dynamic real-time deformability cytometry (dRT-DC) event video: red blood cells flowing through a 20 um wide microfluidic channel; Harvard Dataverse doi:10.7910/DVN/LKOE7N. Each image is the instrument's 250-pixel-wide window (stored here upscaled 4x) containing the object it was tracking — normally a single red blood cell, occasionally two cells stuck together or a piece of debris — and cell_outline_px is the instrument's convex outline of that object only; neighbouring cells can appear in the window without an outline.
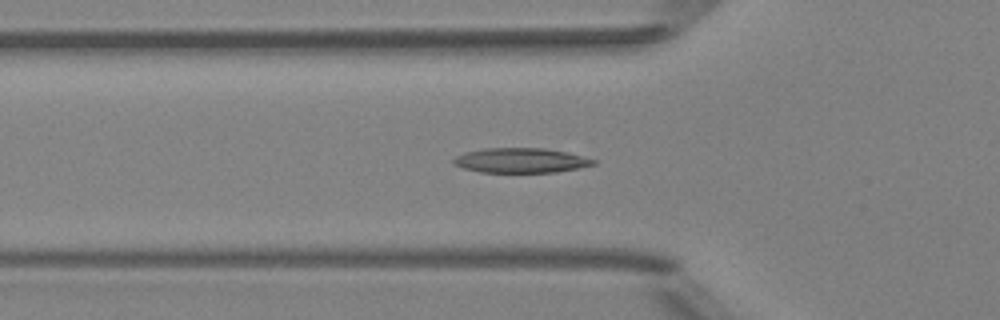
{"species": "Egyptian fruit bat (a non-hibernating species)", "species_latin": "Rousettus aegyptiacus", "temperature_condition": "room temperature", "stored_images_in_passage": 53, "segment_of_instrument_passage": [1, 2], "camera_frame_rate_fps": 3000, "um_per_image_px": 0.085, "animal": {"sex": "female"}, "frame": {"image": 1, "passage_image": 18, "time_ms": 5.667, "image_size_px": [1000, 320], "cell_outline_px": [[596, 164], [556, 172], [480, 172], [464, 168], [452, 164], [452, 160], [456, 156], [464, 152], [484, 148], [544, 148], [568, 152], [596, 160]], "centroid_in_image_um": [44.23, 13.63], "position_along_channel_um": 81.6, "area_um2": 20.17}}
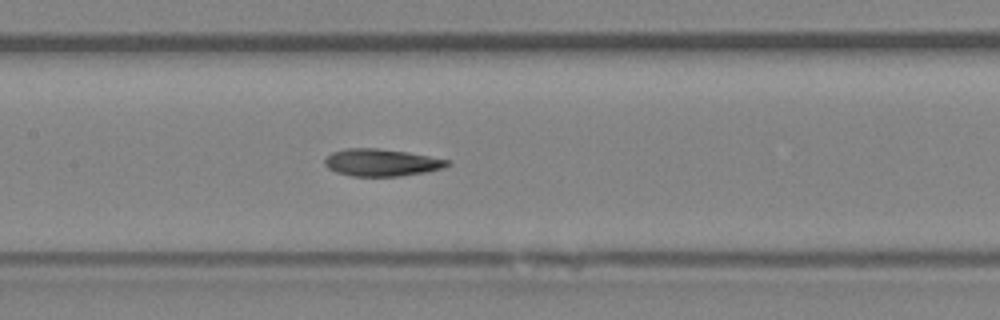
{"frame": {"image": 2, "passage_image": 25, "time_ms": 8.0, "image_size_px": [1000, 320], "cell_outline_px": [[452, 164], [444, 168], [424, 172], [400, 176], [352, 176], [336, 172], [328, 168], [324, 164], [324, 160], [332, 152], [344, 148], [376, 148], [408, 152], [448, 160]], "centroid_in_image_um": [32.41, 13.81], "position_along_channel_um": 175.0, "area_um2": 19.42}}
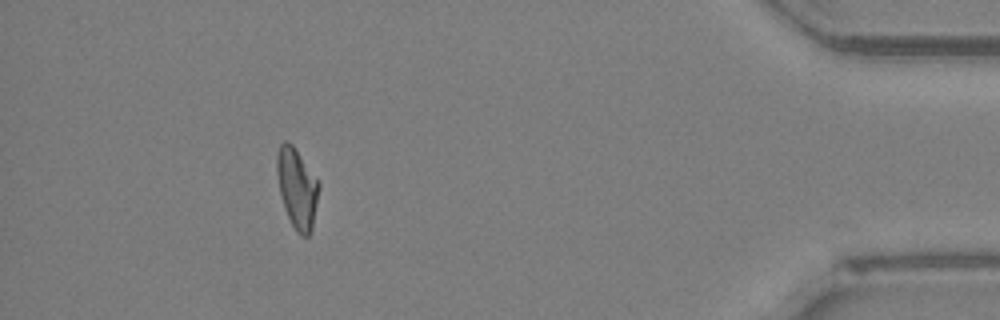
{"frame": {"image": 3, "passage_image": 47, "time_ms": 15.333, "image_size_px": [1000, 320], "cell_outline_px": [[320, 184], [312, 228], [308, 236], [300, 236], [296, 232], [284, 208], [280, 192], [276, 172], [276, 152], [280, 144], [284, 140], [288, 140], [292, 144], [320, 180]], "centroid_in_image_um": [25.25, 15.95], "position_along_channel_um": 410.0, "area_um2": 19.83}}